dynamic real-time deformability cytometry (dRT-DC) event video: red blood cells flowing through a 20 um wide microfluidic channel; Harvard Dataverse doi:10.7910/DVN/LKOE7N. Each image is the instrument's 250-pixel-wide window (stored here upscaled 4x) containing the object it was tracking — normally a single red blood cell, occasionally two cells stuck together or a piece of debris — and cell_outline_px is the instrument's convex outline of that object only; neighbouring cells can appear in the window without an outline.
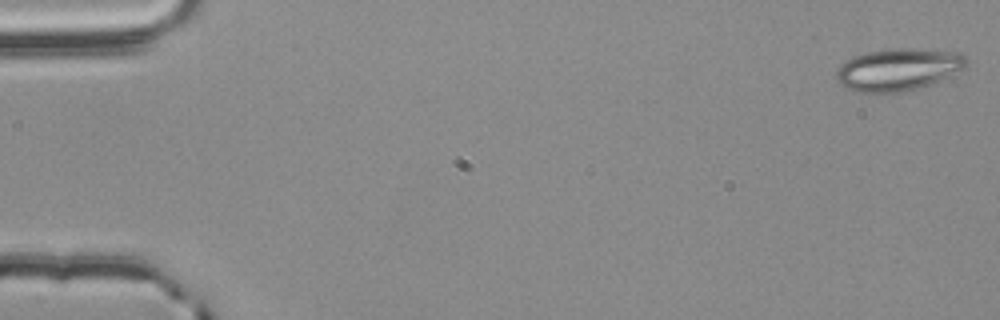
{"species": "common noctule bat (a hibernating species)", "species_latin": "Nyctalus noctula", "temperature_condition": "room temperature", "stored_images_in_passage": 18, "camera_frame_rate_fps": 3000, "um_per_image_px": 0.085, "animal": {"sex": "male", "body_mass_g": 20.4}, "frame": {"image": 1, "passage_image": 1, "time_ms": 0.0, "image_size_px": [1000, 320], "cell_outline_px": [[968, 68], [928, 84], [904, 92], [860, 92], [848, 88], [840, 84], [836, 80], [836, 72], [840, 64], [856, 56], [868, 52], [888, 48], [912, 48], [960, 52], [968, 60]], "centroid_in_image_um": [76.38, 5.89], "position_along_channel_um": 8.6, "area_um2": 31.91}}